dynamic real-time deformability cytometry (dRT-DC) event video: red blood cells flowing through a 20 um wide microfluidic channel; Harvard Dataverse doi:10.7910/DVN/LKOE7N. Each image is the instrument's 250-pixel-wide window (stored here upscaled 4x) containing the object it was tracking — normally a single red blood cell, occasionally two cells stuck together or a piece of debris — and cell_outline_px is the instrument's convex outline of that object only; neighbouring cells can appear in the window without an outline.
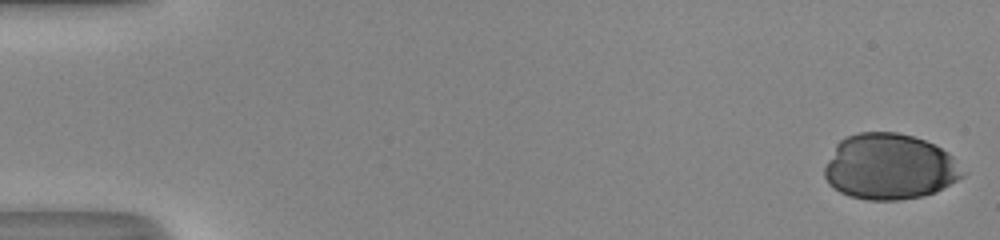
{"species": "human", "species_latin": "Homo sapiens", "temperature_condition": "room temperature", "stored_images_in_passage": 51, "camera_frame_rate_fps": 3000, "um_per_image_px": 0.085, "donor": {"sex": "male"}, "frame": {"image": 1, "passage_image": 1, "time_ms": 0.0, "image_size_px": [1000, 240], "cell_outline_px": [[968, 172], [964, 176], [936, 192], [924, 196], [896, 200], [868, 200], [848, 196], [840, 192], [828, 184], [824, 176], [824, 168], [836, 144], [844, 136], [856, 132], [896, 132], [912, 136], [924, 140], [948, 152]], "centroid_in_image_um": [75.62, 14.18], "position_along_channel_um": 9.4, "area_um2": 53.35}}
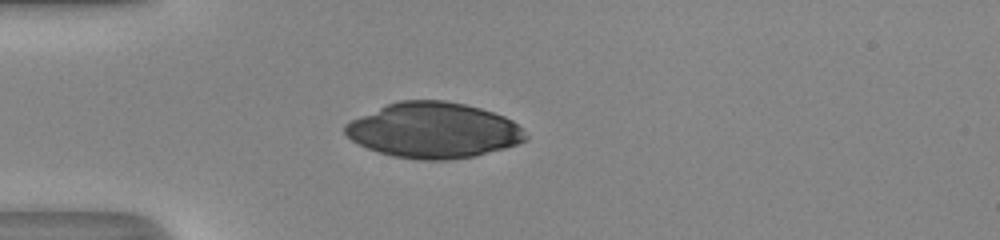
{"frame": {"image": 2, "passage_image": 15, "time_ms": 4.667, "image_size_px": [1000, 240], "cell_outline_px": [[528, 140], [504, 148], [476, 156], [448, 160], [420, 160], [392, 156], [368, 148], [352, 140], [344, 132], [344, 124], [352, 120], [388, 104], [400, 100], [444, 100], [464, 104], [480, 108], [504, 116], [512, 120], [528, 136]], "centroid_in_image_um": [36.87, 11.08], "position_along_channel_um": 48.1, "area_um2": 58.03}}